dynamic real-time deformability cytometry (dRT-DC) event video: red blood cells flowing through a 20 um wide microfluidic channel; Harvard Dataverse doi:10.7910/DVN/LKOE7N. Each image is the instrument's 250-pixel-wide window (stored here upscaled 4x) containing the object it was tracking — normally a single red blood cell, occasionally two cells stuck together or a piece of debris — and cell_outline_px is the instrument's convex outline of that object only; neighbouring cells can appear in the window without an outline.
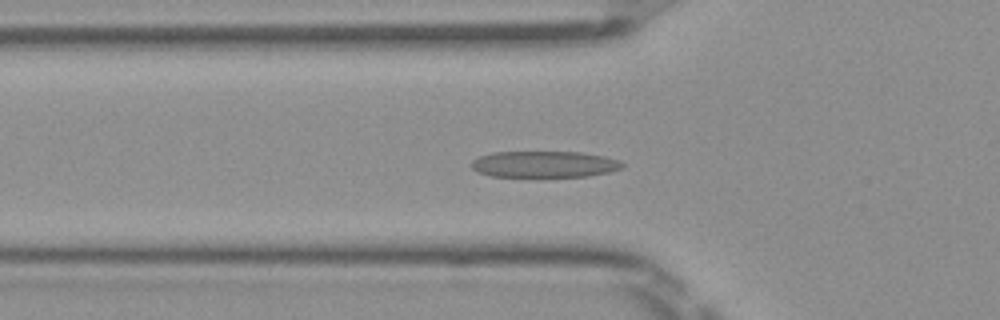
{"species": "Egyptian fruit bat (a non-hibernating species)", "species_latin": "Rousettus aegyptiacus", "temperature_condition": "room temperature", "stored_images_in_passage": 46, "camera_frame_rate_fps": 3000, "um_per_image_px": 0.085, "frame": {"image": 1, "passage_image": 18, "time_ms": 5.667, "image_size_px": [1000, 320], "cell_outline_px": [[624, 168], [608, 172], [588, 176], [492, 176], [476, 172], [472, 168], [472, 160], [480, 156], [492, 152], [580, 152], [604, 156], [620, 160], [624, 164]], "centroid_in_image_um": [46.28, 13.95], "position_along_channel_um": 79.5, "area_um2": 23.12}}
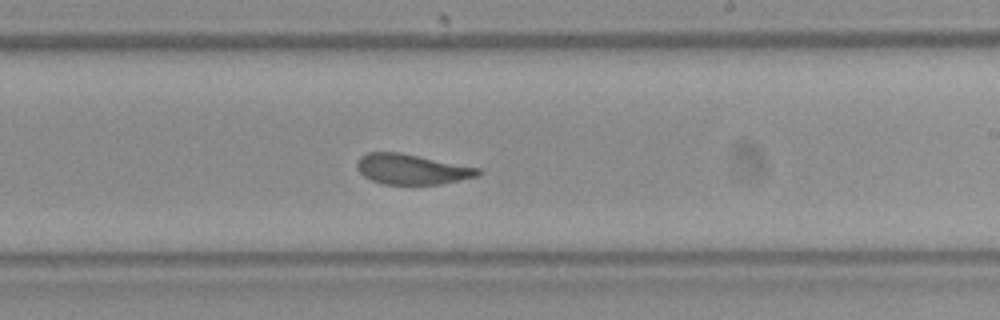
{"frame": {"image": 2, "passage_image": 31, "time_ms": 10.0, "image_size_px": [1000, 320], "cell_outline_px": [[484, 172], [480, 176], [440, 184], [384, 184], [372, 180], [364, 176], [356, 168], [356, 164], [360, 156], [368, 152], [400, 152], [480, 168]], "centroid_in_image_um": [35.03, 14.38], "position_along_channel_um": 254.0, "area_um2": 21.44}}
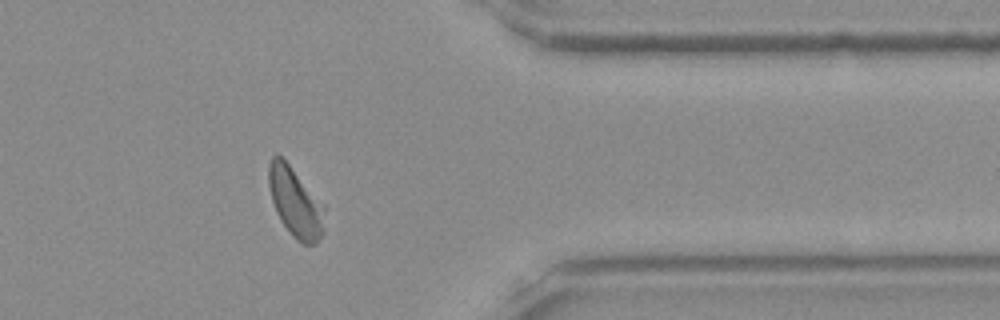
{"frame": {"image": 3, "passage_image": 42, "time_ms": 13.667, "image_size_px": [1000, 320], "cell_outline_px": [[324, 232], [316, 244], [300, 244], [292, 236], [280, 220], [276, 212], [272, 200], [268, 184], [268, 164], [272, 156], [276, 152], [288, 164], [324, 204]], "centroid_in_image_um": [25.1, 17.22], "position_along_channel_um": 386.3, "area_um2": 22.72}, "authors_computed_cell_mechanics": {"area_um2": 22.7154, "velocity_mm_per_s": 4.0034, "shape_relaxation_time_tau1_ms": 3.7259, "shape_relaxation_time_tau2_ms": 1.3237, "deformation_change_tau1": 0.1665, "deformation_change_tau2": 0.0925}}